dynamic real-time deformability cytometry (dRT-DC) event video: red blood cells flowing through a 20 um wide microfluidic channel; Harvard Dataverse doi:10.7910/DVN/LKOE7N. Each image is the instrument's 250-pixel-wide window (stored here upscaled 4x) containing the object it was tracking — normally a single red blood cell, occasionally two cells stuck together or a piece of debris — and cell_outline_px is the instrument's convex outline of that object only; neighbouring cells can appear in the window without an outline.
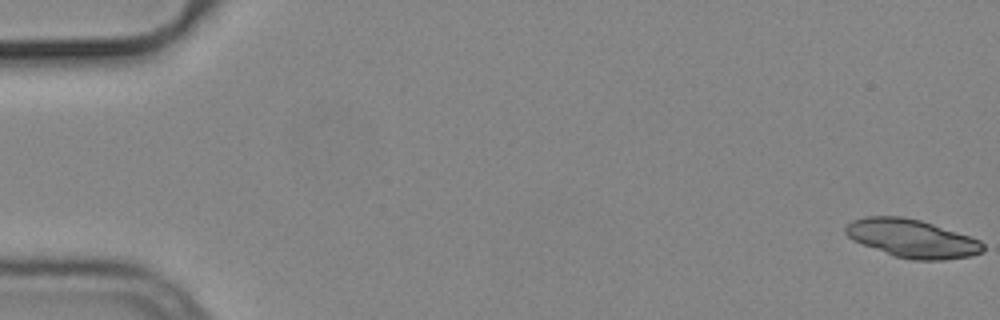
{"species": "common noctule bat (a hibernating species)", "species_latin": "Nyctalus noctula", "temperature_condition": "cold", "stored_images_in_passage": 55, "camera_frame_rate_fps": 3000, "um_per_image_px": 0.085, "animal": {"sex": "male", "body_mass_g": 19.2, "forearm_length_mm": 51.8}, "frame": {"image": 1, "passage_image": 1, "time_ms": 0.0, "image_size_px": [1000, 320], "cell_outline_px": [[984, 252], [972, 256], [944, 260], [912, 260], [896, 256], [852, 240], [844, 232], [844, 228], [852, 220], [864, 216], [904, 216], [920, 220], [980, 240], [984, 244]], "centroid_in_image_um": [77.52, 20.27], "position_along_channel_um": 7.5, "area_um2": 30.46}}
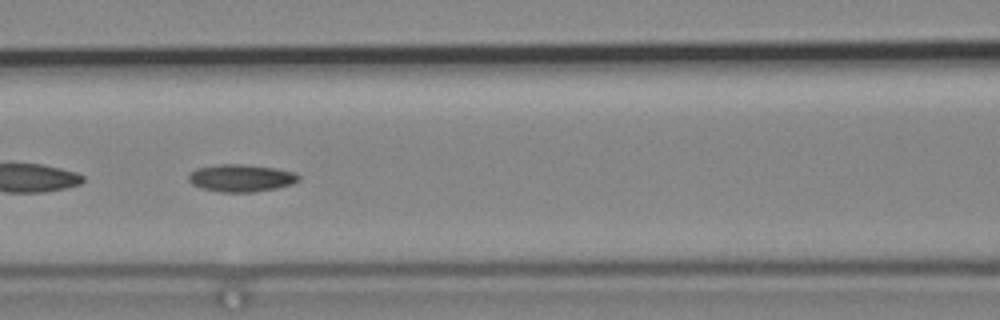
{"frame": {"image": 2, "passage_image": 25, "time_ms": 8.0, "image_size_px": [1000, 320], "cell_outline_px": [[300, 180], [292, 184], [276, 188], [252, 192], [220, 192], [200, 188], [192, 184], [188, 180], [188, 172], [196, 168], [216, 164], [240, 164], [276, 168], [296, 172], [300, 176]], "centroid_in_image_um": [20.47, 15.12], "position_along_channel_um": 146.1, "area_um2": 17.8}}
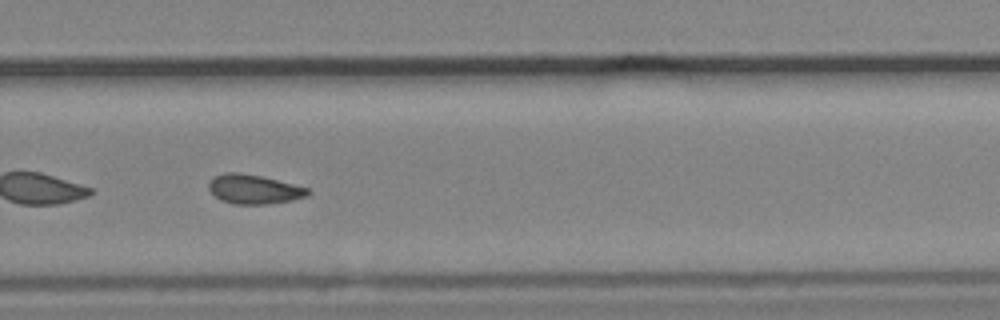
{"frame": {"image": 3, "passage_image": 38, "time_ms": 12.333, "image_size_px": [1000, 320], "cell_outline_px": [[312, 192], [308, 196], [292, 200], [268, 204], [232, 204], [220, 200], [208, 188], [208, 184], [216, 176], [224, 172], [240, 172], [260, 176], [308, 188]], "centroid_in_image_um": [21.59, 16.09], "position_along_channel_um": 308.2, "area_um2": 16.82}, "authors_computed_cell_mechanics": {"area_um2": 17.051, "velocity_mm_per_s": 3.7515, "shape_relaxation_time_tau1_ms": null, "shape_relaxation_time_tau2_ms": 8.6699, "deformation_change_tau1": null, "deformation_change_tau2": 0.1464}}